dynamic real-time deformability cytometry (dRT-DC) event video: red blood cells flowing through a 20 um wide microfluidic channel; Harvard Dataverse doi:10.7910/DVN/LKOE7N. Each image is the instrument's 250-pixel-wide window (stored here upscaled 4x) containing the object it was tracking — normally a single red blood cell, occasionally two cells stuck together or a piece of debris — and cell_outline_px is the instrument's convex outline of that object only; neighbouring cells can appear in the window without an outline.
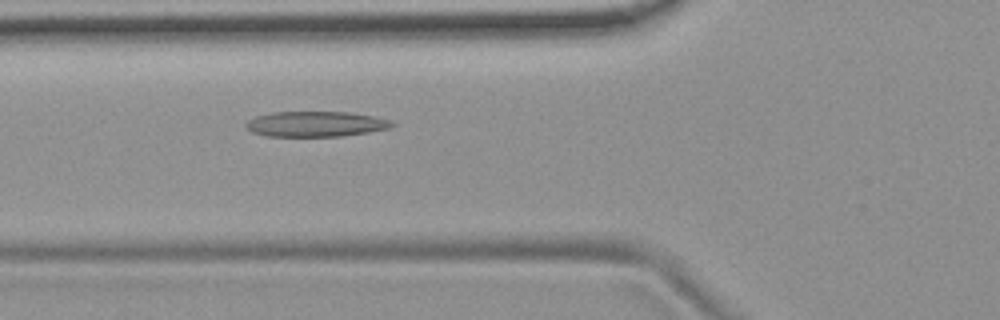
{"species": "common noctule bat (a hibernating species)", "species_latin": "Nyctalus noctula", "temperature_condition": "room temperature", "stored_images_in_passage": 34, "camera_frame_rate_fps": 3000, "um_per_image_px": 0.085, "animal": {"sex": "female", "body_mass_g": 19.9}, "frame": {"image": 1, "passage_image": 6, "time_ms": 1.667, "image_size_px": [1000, 320], "cell_outline_px": [[396, 124], [388, 128], [368, 132], [344, 136], [268, 136], [252, 132], [244, 124], [248, 120], [256, 116], [272, 112], [348, 112], [372, 116], [392, 120]], "centroid_in_image_um": [26.84, 10.54], "position_along_channel_um": 99.0, "area_um2": 21.5}}
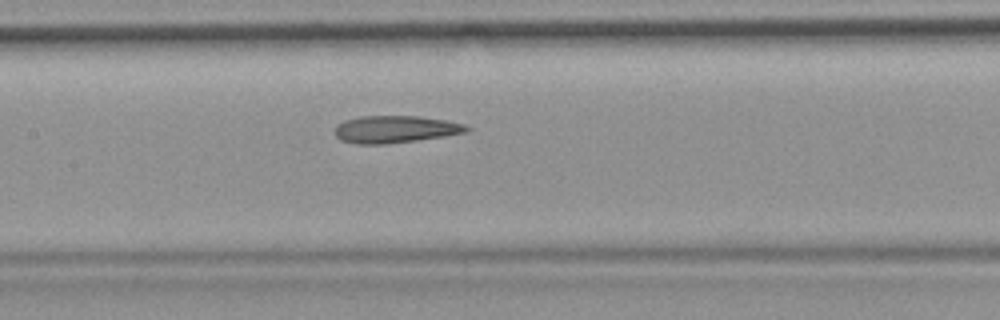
{"frame": {"image": 2, "passage_image": 12, "time_ms": 3.667, "image_size_px": [1000, 320], "cell_outline_px": [[472, 128], [468, 132], [444, 136], [416, 140], [384, 144], [356, 144], [340, 140], [336, 136], [336, 124], [344, 120], [360, 116], [420, 116], [468, 124]], "centroid_in_image_um": [33.62, 10.98], "position_along_channel_um": 173.8, "area_um2": 21.04}}
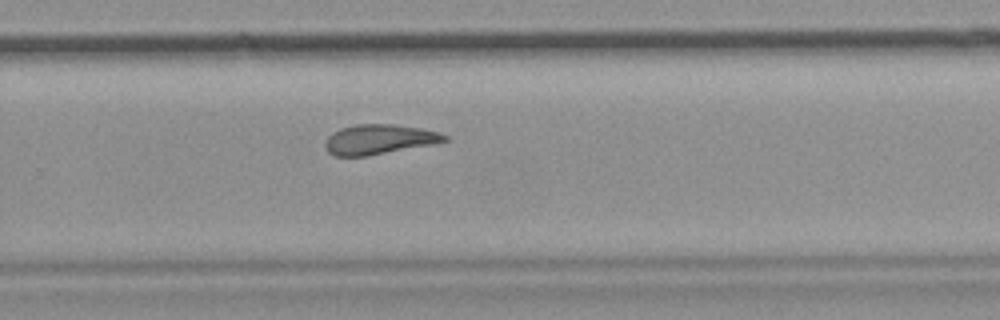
{"frame": {"image": 3, "passage_image": 22, "time_ms": 7.0, "image_size_px": [1000, 320], "cell_outline_px": [[448, 140], [432, 144], [364, 156], [332, 156], [324, 148], [324, 144], [328, 136], [332, 132], [340, 128], [356, 124], [392, 124], [420, 128], [440, 132], [448, 136]], "centroid_in_image_um": [32.17, 11.84], "position_along_channel_um": 297.6, "area_um2": 20.69}, "authors_computed_cell_mechanics": {"area_um2": 21.0681, "velocity_mm_per_s": 3.7282, "shape_relaxation_time_tau1_ms": null, "shape_relaxation_time_tau2_ms": 4.178, "deformation_change_tau1": null, "deformation_change_tau2": 0.1461}}